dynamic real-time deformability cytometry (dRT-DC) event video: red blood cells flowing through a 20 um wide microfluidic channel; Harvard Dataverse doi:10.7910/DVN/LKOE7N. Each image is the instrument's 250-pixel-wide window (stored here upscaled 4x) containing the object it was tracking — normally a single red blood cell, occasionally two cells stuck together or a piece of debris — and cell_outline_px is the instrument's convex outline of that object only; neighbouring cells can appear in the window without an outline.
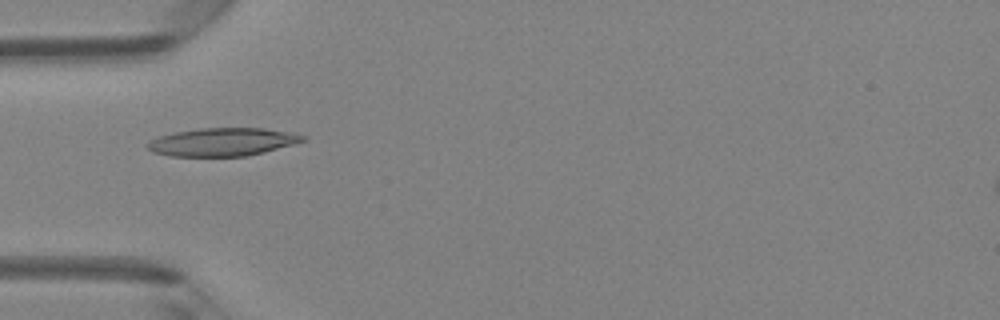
{"species": "Egyptian fruit bat (a non-hibernating species)", "species_latin": "Rousettus aegyptiacus", "temperature_condition": "room temperature", "stored_images_in_passage": 49, "camera_frame_rate_fps": 3000, "um_per_image_px": 0.085, "animal": {"sex": "female"}, "frame": {"image": 1, "passage_image": 16, "time_ms": 5.0, "image_size_px": [1000, 320], "cell_outline_px": [[308, 140], [296, 144], [248, 156], [168, 156], [152, 152], [144, 144], [160, 136], [176, 132], [200, 128], [264, 128], [308, 136]], "centroid_in_image_um": [18.95, 12.07], "position_along_channel_um": 66.1, "area_um2": 25.49}}
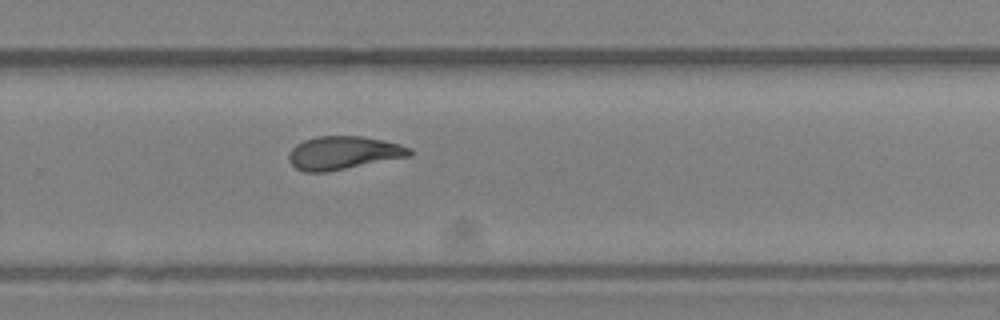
{"frame": {"image": 2, "passage_image": 33, "time_ms": 10.667, "image_size_px": [1000, 320], "cell_outline_px": [[412, 156], [328, 172], [304, 172], [296, 168], [288, 160], [288, 156], [292, 148], [296, 144], [304, 140], [316, 136], [360, 136], [400, 144], [412, 148]], "centroid_in_image_um": [29.19, 13.0], "position_along_channel_um": 300.6, "area_um2": 23.52}}
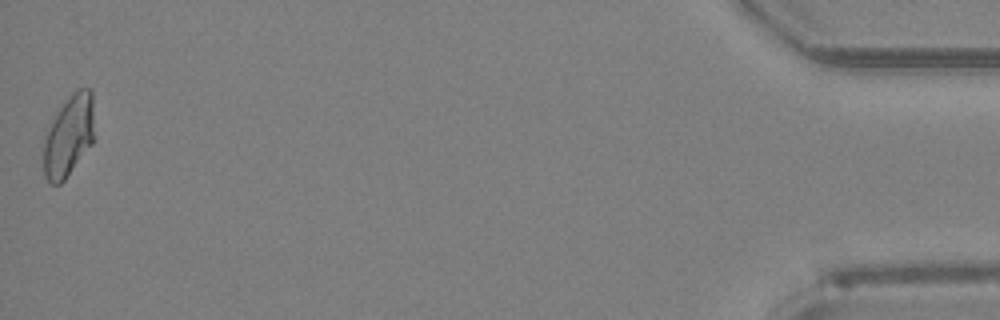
{"frame": {"image": 3, "passage_image": 49, "time_ms": 16.0, "image_size_px": [1000, 320], "cell_outline_px": [[92, 144], [64, 180], [60, 184], [52, 184], [44, 176], [44, 136], [52, 116], [68, 96], [76, 88], [92, 88]], "centroid_in_image_um": [5.81, 11.51], "position_along_channel_um": 429.4, "area_um2": 24.04}, "authors_computed_cell_mechanics": {"area_um2": 23.7558, "velocity_mm_per_s": 4.1552, "shape_relaxation_time_tau1_ms": null, "shape_relaxation_time_tau2_ms": 4.7529, "deformation_change_tau1": null, "deformation_change_tau2": 0.1198}}